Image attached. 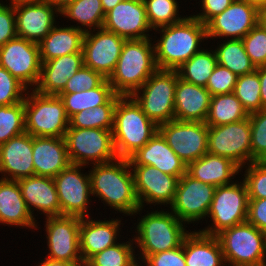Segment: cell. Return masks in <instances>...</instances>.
<instances>
[{
	"mask_svg": "<svg viewBox=\"0 0 266 266\" xmlns=\"http://www.w3.org/2000/svg\"><path fill=\"white\" fill-rule=\"evenodd\" d=\"M143 2L149 25L153 30L184 19L179 15L177 0H143Z\"/></svg>",
	"mask_w": 266,
	"mask_h": 266,
	"instance_id": "ab89813d",
	"label": "cell"
},
{
	"mask_svg": "<svg viewBox=\"0 0 266 266\" xmlns=\"http://www.w3.org/2000/svg\"><path fill=\"white\" fill-rule=\"evenodd\" d=\"M217 63L226 67L237 76L249 74L256 70L255 65L246 54L242 39H227L214 49Z\"/></svg>",
	"mask_w": 266,
	"mask_h": 266,
	"instance_id": "d590c367",
	"label": "cell"
},
{
	"mask_svg": "<svg viewBox=\"0 0 266 266\" xmlns=\"http://www.w3.org/2000/svg\"><path fill=\"white\" fill-rule=\"evenodd\" d=\"M247 266H266V263L258 264V265H247Z\"/></svg>",
	"mask_w": 266,
	"mask_h": 266,
	"instance_id": "6125c7cd",
	"label": "cell"
},
{
	"mask_svg": "<svg viewBox=\"0 0 266 266\" xmlns=\"http://www.w3.org/2000/svg\"><path fill=\"white\" fill-rule=\"evenodd\" d=\"M120 95L114 94L105 104L82 110L69 119L68 128L113 129L114 110Z\"/></svg>",
	"mask_w": 266,
	"mask_h": 266,
	"instance_id": "74e56055",
	"label": "cell"
},
{
	"mask_svg": "<svg viewBox=\"0 0 266 266\" xmlns=\"http://www.w3.org/2000/svg\"><path fill=\"white\" fill-rule=\"evenodd\" d=\"M36 221L26 206L18 182L0 178V223L36 230Z\"/></svg>",
	"mask_w": 266,
	"mask_h": 266,
	"instance_id": "f1b7e54d",
	"label": "cell"
},
{
	"mask_svg": "<svg viewBox=\"0 0 266 266\" xmlns=\"http://www.w3.org/2000/svg\"><path fill=\"white\" fill-rule=\"evenodd\" d=\"M246 221L266 234V198L249 199Z\"/></svg>",
	"mask_w": 266,
	"mask_h": 266,
	"instance_id": "816d5d0a",
	"label": "cell"
},
{
	"mask_svg": "<svg viewBox=\"0 0 266 266\" xmlns=\"http://www.w3.org/2000/svg\"><path fill=\"white\" fill-rule=\"evenodd\" d=\"M17 182L26 206L33 217L34 210L42 211L41 214H44L46 217L61 215L60 203L53 178L33 175L21 178Z\"/></svg>",
	"mask_w": 266,
	"mask_h": 266,
	"instance_id": "4316f807",
	"label": "cell"
},
{
	"mask_svg": "<svg viewBox=\"0 0 266 266\" xmlns=\"http://www.w3.org/2000/svg\"><path fill=\"white\" fill-rule=\"evenodd\" d=\"M142 264L144 266H186L183 243L175 249L149 255ZM142 264L140 266H143Z\"/></svg>",
	"mask_w": 266,
	"mask_h": 266,
	"instance_id": "681fc988",
	"label": "cell"
},
{
	"mask_svg": "<svg viewBox=\"0 0 266 266\" xmlns=\"http://www.w3.org/2000/svg\"><path fill=\"white\" fill-rule=\"evenodd\" d=\"M0 174L14 181L34 175L32 135L24 132L0 145Z\"/></svg>",
	"mask_w": 266,
	"mask_h": 266,
	"instance_id": "7402d4cb",
	"label": "cell"
},
{
	"mask_svg": "<svg viewBox=\"0 0 266 266\" xmlns=\"http://www.w3.org/2000/svg\"><path fill=\"white\" fill-rule=\"evenodd\" d=\"M153 38L125 40L109 84L115 94L132 96L158 69Z\"/></svg>",
	"mask_w": 266,
	"mask_h": 266,
	"instance_id": "3957f363",
	"label": "cell"
},
{
	"mask_svg": "<svg viewBox=\"0 0 266 266\" xmlns=\"http://www.w3.org/2000/svg\"><path fill=\"white\" fill-rule=\"evenodd\" d=\"M24 132H26L24 101L0 106V145Z\"/></svg>",
	"mask_w": 266,
	"mask_h": 266,
	"instance_id": "b9f144b4",
	"label": "cell"
},
{
	"mask_svg": "<svg viewBox=\"0 0 266 266\" xmlns=\"http://www.w3.org/2000/svg\"><path fill=\"white\" fill-rule=\"evenodd\" d=\"M238 76L226 67L217 64L209 77L206 89L211 95H222L234 90Z\"/></svg>",
	"mask_w": 266,
	"mask_h": 266,
	"instance_id": "c3c4849f",
	"label": "cell"
},
{
	"mask_svg": "<svg viewBox=\"0 0 266 266\" xmlns=\"http://www.w3.org/2000/svg\"><path fill=\"white\" fill-rule=\"evenodd\" d=\"M214 50L201 49L195 53L188 61L181 65L177 72L183 81L206 87L209 77L212 75L217 65Z\"/></svg>",
	"mask_w": 266,
	"mask_h": 266,
	"instance_id": "8d00e7d4",
	"label": "cell"
},
{
	"mask_svg": "<svg viewBox=\"0 0 266 266\" xmlns=\"http://www.w3.org/2000/svg\"><path fill=\"white\" fill-rule=\"evenodd\" d=\"M186 266H227L217 236L191 231L183 241Z\"/></svg>",
	"mask_w": 266,
	"mask_h": 266,
	"instance_id": "4dcf8cb0",
	"label": "cell"
},
{
	"mask_svg": "<svg viewBox=\"0 0 266 266\" xmlns=\"http://www.w3.org/2000/svg\"><path fill=\"white\" fill-rule=\"evenodd\" d=\"M41 64L37 43L16 37L0 47V66L29 90L34 89L39 82Z\"/></svg>",
	"mask_w": 266,
	"mask_h": 266,
	"instance_id": "5bb4252c",
	"label": "cell"
},
{
	"mask_svg": "<svg viewBox=\"0 0 266 266\" xmlns=\"http://www.w3.org/2000/svg\"><path fill=\"white\" fill-rule=\"evenodd\" d=\"M233 93L240 100L248 114L262 110L260 79L256 70L238 76Z\"/></svg>",
	"mask_w": 266,
	"mask_h": 266,
	"instance_id": "60d3db41",
	"label": "cell"
},
{
	"mask_svg": "<svg viewBox=\"0 0 266 266\" xmlns=\"http://www.w3.org/2000/svg\"><path fill=\"white\" fill-rule=\"evenodd\" d=\"M0 2V47L17 37L14 7Z\"/></svg>",
	"mask_w": 266,
	"mask_h": 266,
	"instance_id": "f907efd6",
	"label": "cell"
},
{
	"mask_svg": "<svg viewBox=\"0 0 266 266\" xmlns=\"http://www.w3.org/2000/svg\"><path fill=\"white\" fill-rule=\"evenodd\" d=\"M45 219L49 249L48 256L45 258L84 266L79 241L81 217L60 215L48 216Z\"/></svg>",
	"mask_w": 266,
	"mask_h": 266,
	"instance_id": "4fadbf2b",
	"label": "cell"
},
{
	"mask_svg": "<svg viewBox=\"0 0 266 266\" xmlns=\"http://www.w3.org/2000/svg\"><path fill=\"white\" fill-rule=\"evenodd\" d=\"M178 23L156 28L161 34L154 44L155 62L158 69L177 70L195 53L200 44L207 40L206 25L191 16Z\"/></svg>",
	"mask_w": 266,
	"mask_h": 266,
	"instance_id": "7a4b0ae2",
	"label": "cell"
},
{
	"mask_svg": "<svg viewBox=\"0 0 266 266\" xmlns=\"http://www.w3.org/2000/svg\"><path fill=\"white\" fill-rule=\"evenodd\" d=\"M216 187L203 183L185 173L178 182L173 203V212L183 223L191 224L208 215Z\"/></svg>",
	"mask_w": 266,
	"mask_h": 266,
	"instance_id": "9a60e30c",
	"label": "cell"
},
{
	"mask_svg": "<svg viewBox=\"0 0 266 266\" xmlns=\"http://www.w3.org/2000/svg\"><path fill=\"white\" fill-rule=\"evenodd\" d=\"M106 78L100 73L83 66L72 75L61 93H75L98 87Z\"/></svg>",
	"mask_w": 266,
	"mask_h": 266,
	"instance_id": "7dc6e473",
	"label": "cell"
},
{
	"mask_svg": "<svg viewBox=\"0 0 266 266\" xmlns=\"http://www.w3.org/2000/svg\"><path fill=\"white\" fill-rule=\"evenodd\" d=\"M239 172L241 168L229 158L208 152L186 168V173L192 178L215 187L233 183Z\"/></svg>",
	"mask_w": 266,
	"mask_h": 266,
	"instance_id": "f546056e",
	"label": "cell"
},
{
	"mask_svg": "<svg viewBox=\"0 0 266 266\" xmlns=\"http://www.w3.org/2000/svg\"><path fill=\"white\" fill-rule=\"evenodd\" d=\"M248 203L249 196L243 180L240 183L235 181L216 187L207 215L212 225L199 231L206 235L217 236L225 229L246 222Z\"/></svg>",
	"mask_w": 266,
	"mask_h": 266,
	"instance_id": "30bf717a",
	"label": "cell"
},
{
	"mask_svg": "<svg viewBox=\"0 0 266 266\" xmlns=\"http://www.w3.org/2000/svg\"><path fill=\"white\" fill-rule=\"evenodd\" d=\"M96 31L84 34L82 46L84 66L109 79L115 70L126 39L103 27Z\"/></svg>",
	"mask_w": 266,
	"mask_h": 266,
	"instance_id": "e0dca14e",
	"label": "cell"
},
{
	"mask_svg": "<svg viewBox=\"0 0 266 266\" xmlns=\"http://www.w3.org/2000/svg\"><path fill=\"white\" fill-rule=\"evenodd\" d=\"M34 175L54 178L71 163L64 137H33Z\"/></svg>",
	"mask_w": 266,
	"mask_h": 266,
	"instance_id": "d4e9b609",
	"label": "cell"
},
{
	"mask_svg": "<svg viewBox=\"0 0 266 266\" xmlns=\"http://www.w3.org/2000/svg\"><path fill=\"white\" fill-rule=\"evenodd\" d=\"M260 79V97L262 102V109H266V66L256 68Z\"/></svg>",
	"mask_w": 266,
	"mask_h": 266,
	"instance_id": "db71d44e",
	"label": "cell"
},
{
	"mask_svg": "<svg viewBox=\"0 0 266 266\" xmlns=\"http://www.w3.org/2000/svg\"><path fill=\"white\" fill-rule=\"evenodd\" d=\"M81 165L70 164L53 179L61 208V215L88 217L91 186L89 174L81 172Z\"/></svg>",
	"mask_w": 266,
	"mask_h": 266,
	"instance_id": "2e32d148",
	"label": "cell"
},
{
	"mask_svg": "<svg viewBox=\"0 0 266 266\" xmlns=\"http://www.w3.org/2000/svg\"><path fill=\"white\" fill-rule=\"evenodd\" d=\"M158 131L186 166L208 152V125L205 122L173 119L159 125Z\"/></svg>",
	"mask_w": 266,
	"mask_h": 266,
	"instance_id": "7c38bea8",
	"label": "cell"
},
{
	"mask_svg": "<svg viewBox=\"0 0 266 266\" xmlns=\"http://www.w3.org/2000/svg\"><path fill=\"white\" fill-rule=\"evenodd\" d=\"M228 266L266 263V234L247 221L217 235Z\"/></svg>",
	"mask_w": 266,
	"mask_h": 266,
	"instance_id": "ba28073f",
	"label": "cell"
},
{
	"mask_svg": "<svg viewBox=\"0 0 266 266\" xmlns=\"http://www.w3.org/2000/svg\"><path fill=\"white\" fill-rule=\"evenodd\" d=\"M114 94L108 79H105L93 89L75 93H60L58 96L62 100L66 114L70 119L82 110L93 109L105 104Z\"/></svg>",
	"mask_w": 266,
	"mask_h": 266,
	"instance_id": "d6a6232c",
	"label": "cell"
},
{
	"mask_svg": "<svg viewBox=\"0 0 266 266\" xmlns=\"http://www.w3.org/2000/svg\"><path fill=\"white\" fill-rule=\"evenodd\" d=\"M242 175L249 199L266 198V161L251 162Z\"/></svg>",
	"mask_w": 266,
	"mask_h": 266,
	"instance_id": "f6af8a7d",
	"label": "cell"
},
{
	"mask_svg": "<svg viewBox=\"0 0 266 266\" xmlns=\"http://www.w3.org/2000/svg\"><path fill=\"white\" fill-rule=\"evenodd\" d=\"M37 266V265H36ZM38 266H78L77 264L68 263L64 261H55L46 258L45 260H41V264Z\"/></svg>",
	"mask_w": 266,
	"mask_h": 266,
	"instance_id": "9f6ffc18",
	"label": "cell"
},
{
	"mask_svg": "<svg viewBox=\"0 0 266 266\" xmlns=\"http://www.w3.org/2000/svg\"><path fill=\"white\" fill-rule=\"evenodd\" d=\"M89 216L81 218L79 228L80 253L85 263L94 254L115 245L121 235V220H91ZM118 236V237H117Z\"/></svg>",
	"mask_w": 266,
	"mask_h": 266,
	"instance_id": "cb8c5ba5",
	"label": "cell"
},
{
	"mask_svg": "<svg viewBox=\"0 0 266 266\" xmlns=\"http://www.w3.org/2000/svg\"><path fill=\"white\" fill-rule=\"evenodd\" d=\"M249 117L240 100L233 92L213 95L205 123L219 126L242 121Z\"/></svg>",
	"mask_w": 266,
	"mask_h": 266,
	"instance_id": "836d02e7",
	"label": "cell"
},
{
	"mask_svg": "<svg viewBox=\"0 0 266 266\" xmlns=\"http://www.w3.org/2000/svg\"><path fill=\"white\" fill-rule=\"evenodd\" d=\"M158 131L132 96H121L114 110L113 141L118 158L128 159Z\"/></svg>",
	"mask_w": 266,
	"mask_h": 266,
	"instance_id": "277c9868",
	"label": "cell"
},
{
	"mask_svg": "<svg viewBox=\"0 0 266 266\" xmlns=\"http://www.w3.org/2000/svg\"><path fill=\"white\" fill-rule=\"evenodd\" d=\"M243 1H246V2H250V3L256 4L259 8H260L261 6H265V5H266V0H243Z\"/></svg>",
	"mask_w": 266,
	"mask_h": 266,
	"instance_id": "94428289",
	"label": "cell"
},
{
	"mask_svg": "<svg viewBox=\"0 0 266 266\" xmlns=\"http://www.w3.org/2000/svg\"><path fill=\"white\" fill-rule=\"evenodd\" d=\"M39 2H43V0H10L9 5L14 7L20 4L39 3Z\"/></svg>",
	"mask_w": 266,
	"mask_h": 266,
	"instance_id": "680465c9",
	"label": "cell"
},
{
	"mask_svg": "<svg viewBox=\"0 0 266 266\" xmlns=\"http://www.w3.org/2000/svg\"><path fill=\"white\" fill-rule=\"evenodd\" d=\"M91 195L98 197L108 206L132 216L140 212L139 200L135 191L133 173L129 160L116 158L107 163L91 165Z\"/></svg>",
	"mask_w": 266,
	"mask_h": 266,
	"instance_id": "6da1fadb",
	"label": "cell"
},
{
	"mask_svg": "<svg viewBox=\"0 0 266 266\" xmlns=\"http://www.w3.org/2000/svg\"><path fill=\"white\" fill-rule=\"evenodd\" d=\"M211 97V93L204 86L185 82L178 77L175 87L174 119L205 122Z\"/></svg>",
	"mask_w": 266,
	"mask_h": 266,
	"instance_id": "484cf974",
	"label": "cell"
},
{
	"mask_svg": "<svg viewBox=\"0 0 266 266\" xmlns=\"http://www.w3.org/2000/svg\"><path fill=\"white\" fill-rule=\"evenodd\" d=\"M75 0H43V2H46L53 7H55L59 12L64 9L68 4L73 2Z\"/></svg>",
	"mask_w": 266,
	"mask_h": 266,
	"instance_id": "11a10c76",
	"label": "cell"
},
{
	"mask_svg": "<svg viewBox=\"0 0 266 266\" xmlns=\"http://www.w3.org/2000/svg\"><path fill=\"white\" fill-rule=\"evenodd\" d=\"M259 22L266 28V5L259 8Z\"/></svg>",
	"mask_w": 266,
	"mask_h": 266,
	"instance_id": "91938a15",
	"label": "cell"
},
{
	"mask_svg": "<svg viewBox=\"0 0 266 266\" xmlns=\"http://www.w3.org/2000/svg\"><path fill=\"white\" fill-rule=\"evenodd\" d=\"M128 160L130 165H150L179 179L186 173L187 168L159 131Z\"/></svg>",
	"mask_w": 266,
	"mask_h": 266,
	"instance_id": "603a6c76",
	"label": "cell"
},
{
	"mask_svg": "<svg viewBox=\"0 0 266 266\" xmlns=\"http://www.w3.org/2000/svg\"><path fill=\"white\" fill-rule=\"evenodd\" d=\"M17 37L28 41L41 42L56 25L60 12L46 2L14 6ZM56 14V15H55Z\"/></svg>",
	"mask_w": 266,
	"mask_h": 266,
	"instance_id": "44dd1931",
	"label": "cell"
},
{
	"mask_svg": "<svg viewBox=\"0 0 266 266\" xmlns=\"http://www.w3.org/2000/svg\"><path fill=\"white\" fill-rule=\"evenodd\" d=\"M208 153L229 158L242 170L252 162L249 117L235 123L208 126Z\"/></svg>",
	"mask_w": 266,
	"mask_h": 266,
	"instance_id": "8fae6325",
	"label": "cell"
},
{
	"mask_svg": "<svg viewBox=\"0 0 266 266\" xmlns=\"http://www.w3.org/2000/svg\"><path fill=\"white\" fill-rule=\"evenodd\" d=\"M28 90L23 83L0 66V106L13 105L24 101Z\"/></svg>",
	"mask_w": 266,
	"mask_h": 266,
	"instance_id": "bcb514c9",
	"label": "cell"
},
{
	"mask_svg": "<svg viewBox=\"0 0 266 266\" xmlns=\"http://www.w3.org/2000/svg\"><path fill=\"white\" fill-rule=\"evenodd\" d=\"M133 239L118 242L91 256L84 266H140L135 255Z\"/></svg>",
	"mask_w": 266,
	"mask_h": 266,
	"instance_id": "f35d334b",
	"label": "cell"
},
{
	"mask_svg": "<svg viewBox=\"0 0 266 266\" xmlns=\"http://www.w3.org/2000/svg\"><path fill=\"white\" fill-rule=\"evenodd\" d=\"M123 0H101L105 14Z\"/></svg>",
	"mask_w": 266,
	"mask_h": 266,
	"instance_id": "6f0895ef",
	"label": "cell"
},
{
	"mask_svg": "<svg viewBox=\"0 0 266 266\" xmlns=\"http://www.w3.org/2000/svg\"><path fill=\"white\" fill-rule=\"evenodd\" d=\"M259 23V7L243 0H234L222 13L211 18L206 25L208 38L242 39ZM230 37V38H227Z\"/></svg>",
	"mask_w": 266,
	"mask_h": 266,
	"instance_id": "ac0fdd59",
	"label": "cell"
},
{
	"mask_svg": "<svg viewBox=\"0 0 266 266\" xmlns=\"http://www.w3.org/2000/svg\"><path fill=\"white\" fill-rule=\"evenodd\" d=\"M252 162L266 161V109L249 114Z\"/></svg>",
	"mask_w": 266,
	"mask_h": 266,
	"instance_id": "7bdbcfd3",
	"label": "cell"
},
{
	"mask_svg": "<svg viewBox=\"0 0 266 266\" xmlns=\"http://www.w3.org/2000/svg\"><path fill=\"white\" fill-rule=\"evenodd\" d=\"M31 91L24 99L26 132L33 137H65L69 118L60 97Z\"/></svg>",
	"mask_w": 266,
	"mask_h": 266,
	"instance_id": "8992f818",
	"label": "cell"
},
{
	"mask_svg": "<svg viewBox=\"0 0 266 266\" xmlns=\"http://www.w3.org/2000/svg\"><path fill=\"white\" fill-rule=\"evenodd\" d=\"M130 167L141 211L144 210L145 203L154 206L158 204L170 206L173 203L179 178L162 173L150 165H130Z\"/></svg>",
	"mask_w": 266,
	"mask_h": 266,
	"instance_id": "d6986e66",
	"label": "cell"
},
{
	"mask_svg": "<svg viewBox=\"0 0 266 266\" xmlns=\"http://www.w3.org/2000/svg\"><path fill=\"white\" fill-rule=\"evenodd\" d=\"M242 41L246 54L255 67L266 66V28L259 22Z\"/></svg>",
	"mask_w": 266,
	"mask_h": 266,
	"instance_id": "ee69618b",
	"label": "cell"
},
{
	"mask_svg": "<svg viewBox=\"0 0 266 266\" xmlns=\"http://www.w3.org/2000/svg\"><path fill=\"white\" fill-rule=\"evenodd\" d=\"M84 34L79 25L69 27L55 25L50 33L38 43L41 62L68 54L82 53Z\"/></svg>",
	"mask_w": 266,
	"mask_h": 266,
	"instance_id": "1f68e13d",
	"label": "cell"
},
{
	"mask_svg": "<svg viewBox=\"0 0 266 266\" xmlns=\"http://www.w3.org/2000/svg\"><path fill=\"white\" fill-rule=\"evenodd\" d=\"M103 28L126 40L147 39L150 37L149 31H152L143 0L118 3L106 13Z\"/></svg>",
	"mask_w": 266,
	"mask_h": 266,
	"instance_id": "ffe728a7",
	"label": "cell"
},
{
	"mask_svg": "<svg viewBox=\"0 0 266 266\" xmlns=\"http://www.w3.org/2000/svg\"><path fill=\"white\" fill-rule=\"evenodd\" d=\"M59 15L76 23L78 21L77 24L84 26V33L102 28L106 16L101 0H75L62 9Z\"/></svg>",
	"mask_w": 266,
	"mask_h": 266,
	"instance_id": "e575fe53",
	"label": "cell"
},
{
	"mask_svg": "<svg viewBox=\"0 0 266 266\" xmlns=\"http://www.w3.org/2000/svg\"><path fill=\"white\" fill-rule=\"evenodd\" d=\"M234 0H201L199 13L192 15L196 19L200 20L203 24H206L211 18L217 14L222 13L226 8H228Z\"/></svg>",
	"mask_w": 266,
	"mask_h": 266,
	"instance_id": "f5cc1de1",
	"label": "cell"
},
{
	"mask_svg": "<svg viewBox=\"0 0 266 266\" xmlns=\"http://www.w3.org/2000/svg\"><path fill=\"white\" fill-rule=\"evenodd\" d=\"M64 138L71 164L81 166L97 165L118 158L114 147L112 130L68 128Z\"/></svg>",
	"mask_w": 266,
	"mask_h": 266,
	"instance_id": "9c48e42d",
	"label": "cell"
},
{
	"mask_svg": "<svg viewBox=\"0 0 266 266\" xmlns=\"http://www.w3.org/2000/svg\"><path fill=\"white\" fill-rule=\"evenodd\" d=\"M83 66V53L68 54L42 62L40 79L34 90L45 95H59L68 79Z\"/></svg>",
	"mask_w": 266,
	"mask_h": 266,
	"instance_id": "83f0119b",
	"label": "cell"
},
{
	"mask_svg": "<svg viewBox=\"0 0 266 266\" xmlns=\"http://www.w3.org/2000/svg\"><path fill=\"white\" fill-rule=\"evenodd\" d=\"M177 70L157 69L132 95L147 117L157 126L174 119Z\"/></svg>",
	"mask_w": 266,
	"mask_h": 266,
	"instance_id": "52a82bcc",
	"label": "cell"
},
{
	"mask_svg": "<svg viewBox=\"0 0 266 266\" xmlns=\"http://www.w3.org/2000/svg\"><path fill=\"white\" fill-rule=\"evenodd\" d=\"M136 226L138 234L133 240L140 248L139 265L149 255L181 246L190 233L186 231V225L184 226V223L171 211L149 212L141 217Z\"/></svg>",
	"mask_w": 266,
	"mask_h": 266,
	"instance_id": "5b68a950",
	"label": "cell"
}]
</instances>
